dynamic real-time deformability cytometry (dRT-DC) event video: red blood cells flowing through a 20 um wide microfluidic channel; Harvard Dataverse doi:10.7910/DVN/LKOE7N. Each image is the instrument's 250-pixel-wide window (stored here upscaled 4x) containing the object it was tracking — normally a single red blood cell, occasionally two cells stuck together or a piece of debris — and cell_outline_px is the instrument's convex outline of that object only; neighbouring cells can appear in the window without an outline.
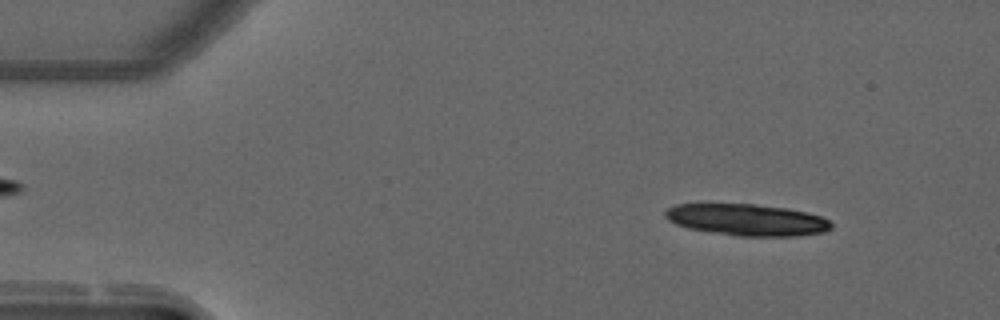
{"species": "common noctule bat (a hibernating species)", "species_latin": "Nyctalus noctula", "temperature_condition": "warm", "stored_images_in_passage": 55, "camera_frame_rate_fps": 3000, "um_per_image_px": 0.085, "animal": {"sex": "male", "forearm_length_mm": 52.5}, "frame": {"image": 1, "passage_image": 6, "time_ms": 1.667, "image_size_px": [1000, 320], "cell_outline_px": [[832, 228], [824, 232], [796, 236], [736, 236], [688, 228], [676, 224], [668, 220], [664, 216], [664, 212], [668, 208], [676, 204], [756, 204], [788, 208], [808, 212], [820, 216], [828, 220], [832, 224]], "centroid_in_image_um": [63.5, 18.68], "position_along_channel_um": 21.5, "area_um2": 30.69}}
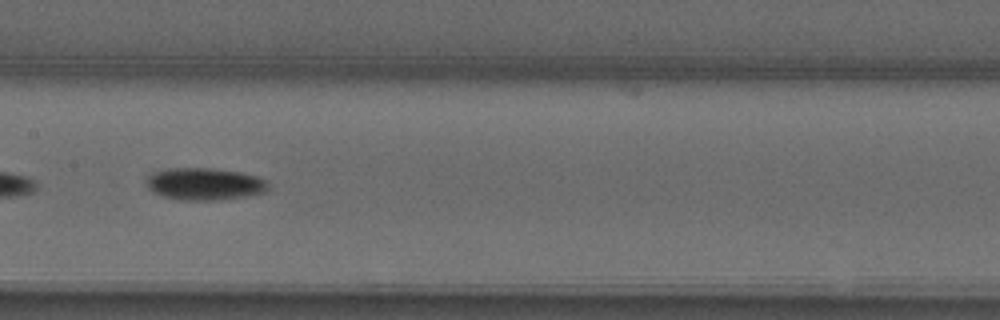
{"frame": {"image": 2, "passage_image": 27, "time_ms": 8.667, "image_size_px": [1000, 320], "cell_outline_px": [[268, 188], [264, 192], [244, 196], [220, 200], [184, 200], [164, 196], [148, 188], [148, 176], [152, 172], [168, 168], [208, 168], [240, 172], [256, 176], [268, 180]], "centroid_in_image_um": [17.41, 15.63], "position_along_channel_um": 190.0, "area_um2": 22.6}}
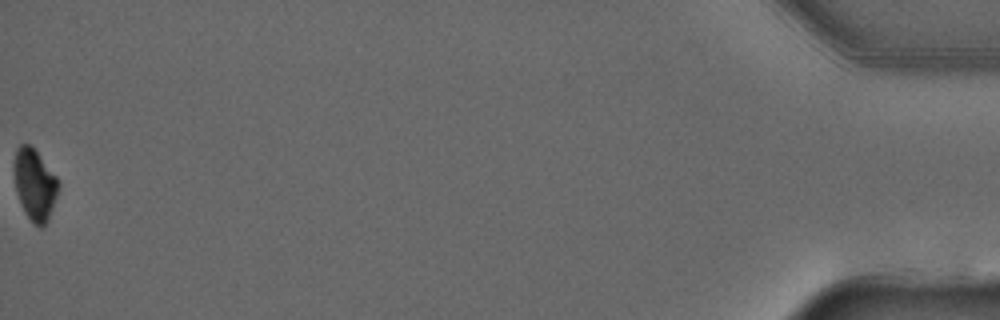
{"frame": {"image": 3, "passage_image": 55, "time_ms": 18.0, "image_size_px": [1000, 320], "cell_outline_px": [[60, 184], [48, 220], [40, 228], [32, 224], [24, 212], [16, 192], [12, 168], [16, 148], [20, 144], [28, 144], [36, 152], [60, 180]], "centroid_in_image_um": [2.92, 15.7], "position_along_channel_um": 432.3, "area_um2": 18.55}, "authors_computed_cell_mechanics": {"area_um2": 21.964, "velocity_mm_per_s": 3.7222, "shape_relaxation_time_tau1_ms": 2.5568, "shape_relaxation_time_tau2_ms": null, "deformation_change_tau1": 0.127, "deformation_change_tau2": null}}